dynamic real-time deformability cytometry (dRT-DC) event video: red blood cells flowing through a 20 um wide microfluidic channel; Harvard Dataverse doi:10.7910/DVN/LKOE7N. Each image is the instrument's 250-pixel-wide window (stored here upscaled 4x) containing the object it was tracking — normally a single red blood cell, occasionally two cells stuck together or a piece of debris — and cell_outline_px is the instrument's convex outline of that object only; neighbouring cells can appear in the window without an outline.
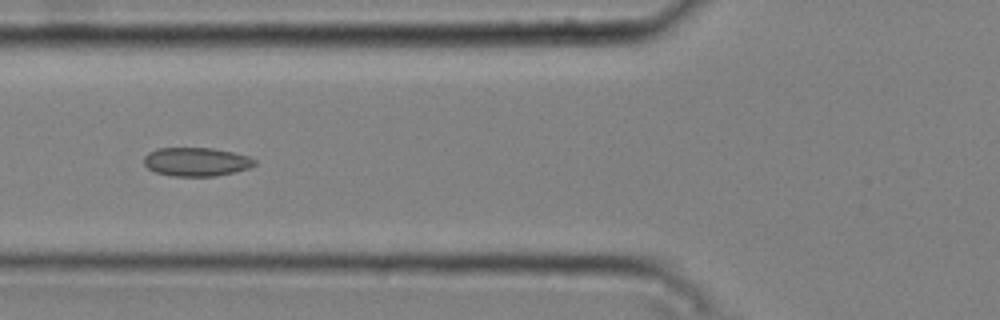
{"species": "common noctule bat (a hibernating species)", "species_latin": "Nyctalus noctula", "temperature_condition": "cold", "stored_images_in_passage": 14, "camera_frame_rate_fps": 3000, "um_per_image_px": 0.085, "animal": {"sex": "male", "body_mass_g": 20.4}, "frame": {"image": 1, "passage_image": 7, "time_ms": 2.0, "image_size_px": [1000, 320], "cell_outline_px": [[256, 164], [248, 168], [236, 172], [216, 176], [172, 176], [156, 172], [148, 168], [144, 164], [144, 156], [148, 152], [156, 148], [212, 148], [232, 152], [248, 156], [256, 160]], "centroid_in_image_um": [16.68, 13.75], "position_along_channel_um": 109.1, "area_um2": 18.55}}
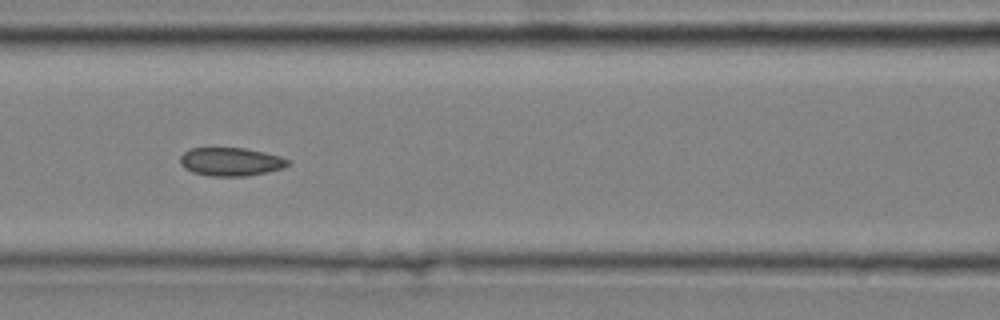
{"frame": {"image": 2, "passage_image": 10, "time_ms": 3.0, "image_size_px": [1000, 320], "cell_outline_px": [[292, 164], [280, 168], [264, 172], [244, 176], [212, 176], [192, 172], [184, 168], [180, 164], [180, 156], [184, 152], [192, 148], [244, 148], [264, 152], [280, 156], [288, 160]], "centroid_in_image_um": [19.58, 13.74], "position_along_channel_um": 147.0, "area_um2": 17.63}}